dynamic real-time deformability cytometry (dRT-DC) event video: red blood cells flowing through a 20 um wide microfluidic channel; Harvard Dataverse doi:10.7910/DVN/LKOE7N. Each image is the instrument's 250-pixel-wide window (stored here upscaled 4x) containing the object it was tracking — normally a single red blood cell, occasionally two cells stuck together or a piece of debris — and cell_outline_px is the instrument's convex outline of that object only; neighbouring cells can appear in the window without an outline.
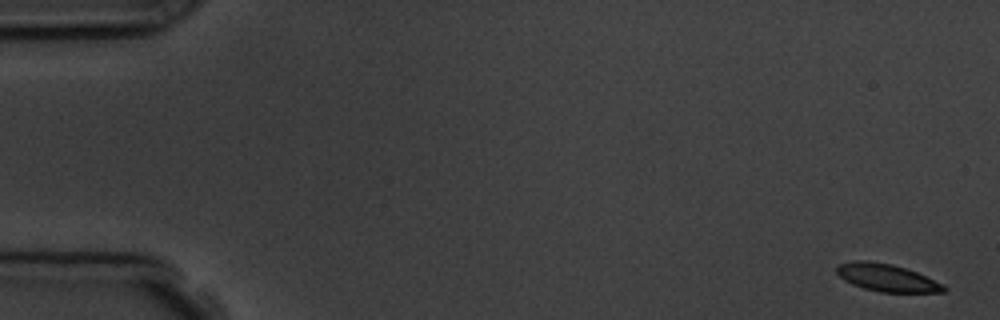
{"species": "common noctule bat (a hibernating species)", "species_latin": "Nyctalus noctula", "temperature_condition": "room temperature", "stored_images_in_passage": 5, "camera_frame_rate_fps": 3000, "um_per_image_px": 0.085, "animal": {"sex": "male", "body_mass_g": 19.5, "forearm_length_mm": 54.6}, "frame": {"image": 1, "passage_image": 1, "time_ms": 0.0, "image_size_px": [1000, 320], "cell_outline_px": [[948, 288], [944, 292], [880, 292], [864, 288], [852, 284], [844, 280], [836, 272], [836, 268], [840, 264], [852, 260], [868, 260], [892, 264], [916, 272], [944, 284]], "centroid_in_image_um": [75.38, 23.6], "position_along_channel_um": 9.6, "area_um2": 17.11}}
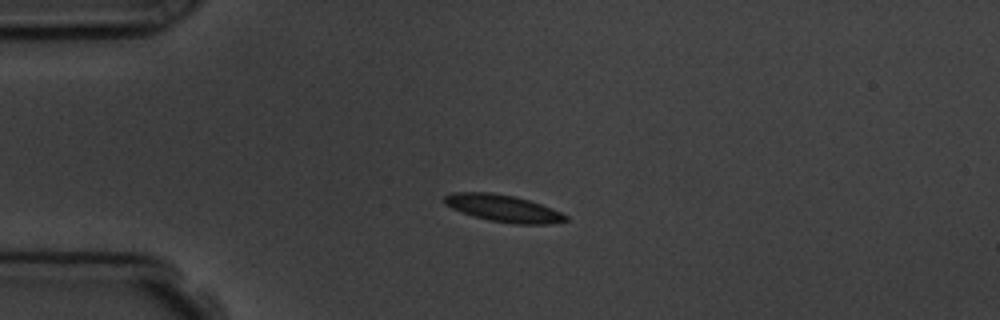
{"frame": {"image": 2, "passage_image": 4, "time_ms": 4.0, "image_size_px": [1000, 320], "cell_outline_px": [[568, 220], [548, 224], [516, 224], [488, 220], [472, 216], [460, 212], [444, 204], [440, 200], [444, 196], [452, 192], [488, 192], [512, 196], [528, 200], [540, 204], [560, 212], [568, 216]], "centroid_in_image_um": [42.7, 17.71], "position_along_channel_um": 42.3, "area_um2": 19.07}}